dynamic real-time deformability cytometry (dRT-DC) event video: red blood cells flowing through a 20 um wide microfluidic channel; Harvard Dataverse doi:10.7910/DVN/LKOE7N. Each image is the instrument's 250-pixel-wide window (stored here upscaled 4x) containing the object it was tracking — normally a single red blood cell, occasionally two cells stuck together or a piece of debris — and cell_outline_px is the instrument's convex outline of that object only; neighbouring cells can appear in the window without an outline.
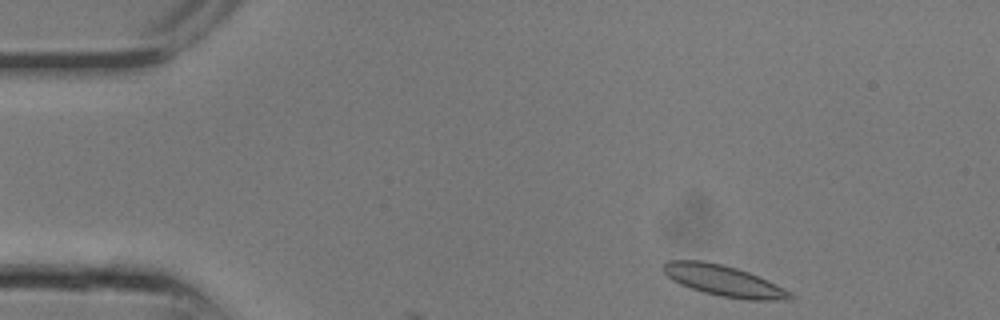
{"species": "common noctule bat (a hibernating species)", "species_latin": "Nyctalus noctula", "temperature_condition": "room temperature", "stored_images_in_passage": 3, "camera_frame_rate_fps": 3000, "um_per_image_px": 0.085, "animal": {"sex": "male", "body_mass_g": 13.3}, "frame": {"image": 1, "passage_image": 1, "time_ms": 0.0, "image_size_px": [1000, 320], "cell_outline_px": [[796, 296], [792, 300], [748, 300], [720, 296], [704, 292], [680, 284], [672, 280], [664, 272], [664, 264], [668, 260], [704, 260], [724, 264], [748, 272], [768, 280], [792, 292]], "centroid_in_image_um": [61.57, 23.87], "position_along_channel_um": 23.4, "area_um2": 22.95}}